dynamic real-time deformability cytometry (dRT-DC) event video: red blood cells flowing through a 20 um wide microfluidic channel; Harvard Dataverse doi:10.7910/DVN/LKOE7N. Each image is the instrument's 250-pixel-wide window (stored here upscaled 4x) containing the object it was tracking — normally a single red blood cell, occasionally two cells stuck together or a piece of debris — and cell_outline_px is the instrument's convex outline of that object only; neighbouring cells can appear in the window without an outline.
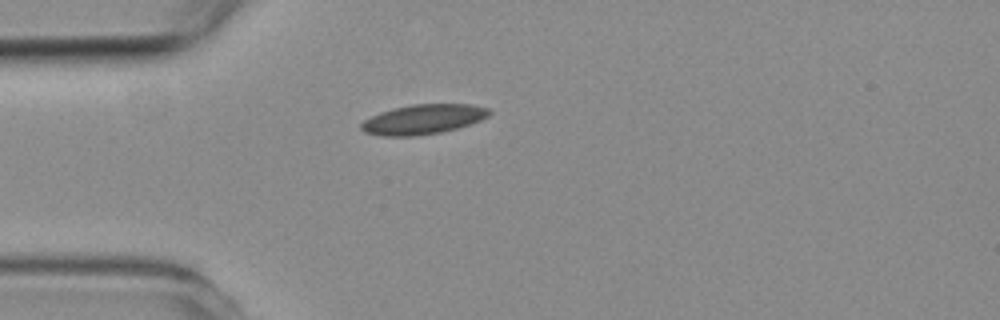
{"species": "common noctule bat (a hibernating species)", "species_latin": "Nyctalus noctula", "temperature_condition": "room temperature", "stored_images_in_passage": 2, "camera_frame_rate_fps": 3000, "um_per_image_px": 0.085, "animal": {"sex": "female", "body_mass_g": 19.3, "forearm_length_mm": 54.1}, "frame": {"image": 1, "passage_image": 1, "time_ms": 0.0, "image_size_px": [1000, 320], "cell_outline_px": [[492, 112], [488, 116], [480, 120], [456, 128], [440, 132], [412, 136], [384, 136], [364, 132], [360, 128], [360, 124], [364, 120], [380, 112], [392, 108], [412, 104], [468, 104], [488, 108]], "centroid_in_image_um": [35.94, 10.13], "position_along_channel_um": 49.1, "area_um2": 22.02}}